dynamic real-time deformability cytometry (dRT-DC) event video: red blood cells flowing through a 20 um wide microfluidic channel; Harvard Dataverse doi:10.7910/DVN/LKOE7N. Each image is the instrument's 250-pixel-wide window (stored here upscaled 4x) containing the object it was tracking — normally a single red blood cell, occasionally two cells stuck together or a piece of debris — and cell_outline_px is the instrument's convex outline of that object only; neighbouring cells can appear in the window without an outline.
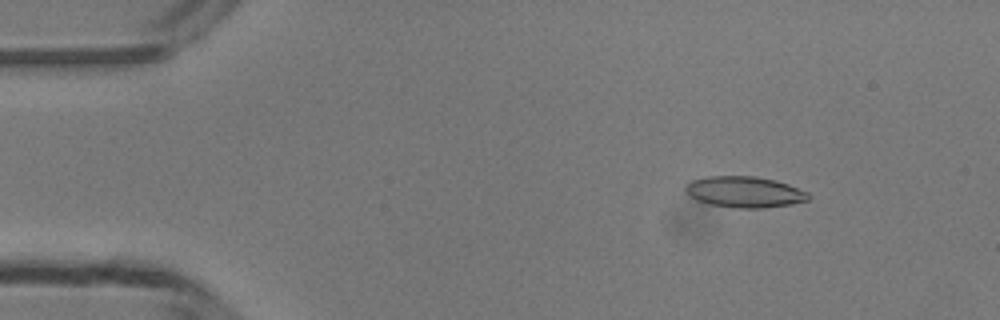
{"species": "common noctule bat (a hibernating species)", "species_latin": "Nyctalus noctula", "temperature_condition": "room temperature", "stored_images_in_passage": 50, "segment_of_instrument_passage": [1, 2], "camera_frame_rate_fps": 3000, "um_per_image_px": 0.085, "animal": {"sex": "male", "body_mass_g": 13.3}, "frame": {"image": 1, "passage_image": 7, "time_ms": 2.0, "image_size_px": [1000, 320], "cell_outline_px": [[808, 200], [792, 204], [764, 208], [732, 208], [712, 204], [696, 200], [684, 192], [684, 188], [692, 180], [708, 176], [756, 176], [776, 180], [788, 184], [808, 192]], "centroid_in_image_um": [63.27, 16.31], "position_along_channel_um": 21.7, "area_um2": 22.31}}
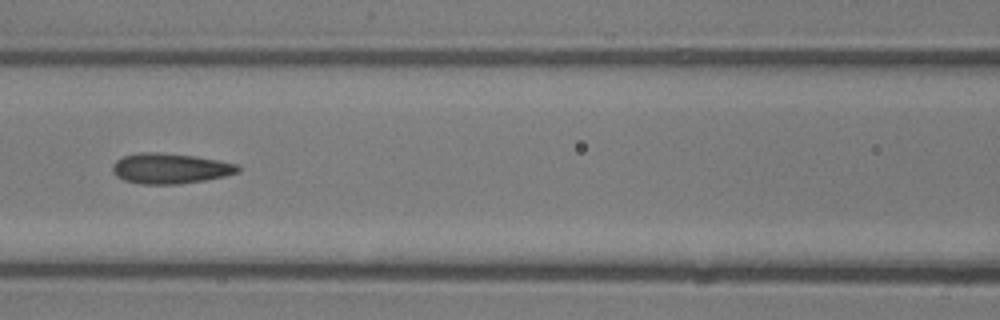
{"frame": {"image": 2, "passage_image": 22, "time_ms": 7.0, "image_size_px": [1000, 320], "cell_outline_px": [[240, 172], [224, 176], [204, 180], [180, 184], [140, 184], [124, 180], [116, 176], [112, 172], [112, 164], [116, 160], [124, 156], [136, 152], [156, 152], [196, 156], [240, 164]], "centroid_in_image_um": [14.46, 14.31], "position_along_channel_um": 152.1, "area_um2": 22.43}}
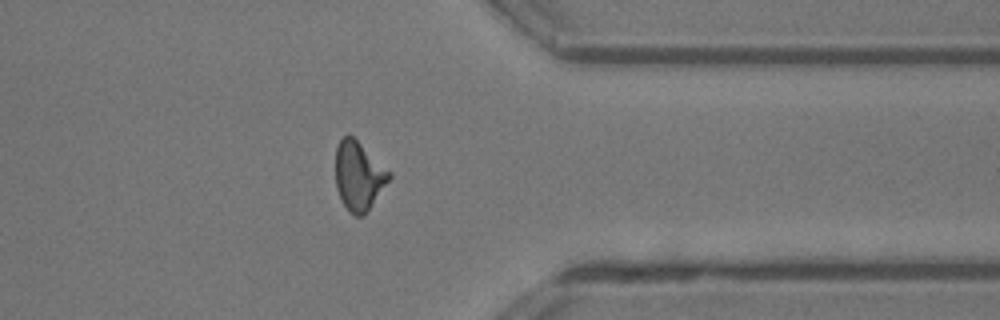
{"frame": {"image": 3, "passage_image": 39, "time_ms": 12.667, "image_size_px": [1000, 320], "cell_outline_px": [[392, 176], [364, 216], [356, 216], [348, 212], [336, 188], [336, 148], [340, 140], [348, 132], [392, 172]], "centroid_in_image_um": [30.5, 14.94], "position_along_channel_um": 380.9, "area_um2": 21.5}}